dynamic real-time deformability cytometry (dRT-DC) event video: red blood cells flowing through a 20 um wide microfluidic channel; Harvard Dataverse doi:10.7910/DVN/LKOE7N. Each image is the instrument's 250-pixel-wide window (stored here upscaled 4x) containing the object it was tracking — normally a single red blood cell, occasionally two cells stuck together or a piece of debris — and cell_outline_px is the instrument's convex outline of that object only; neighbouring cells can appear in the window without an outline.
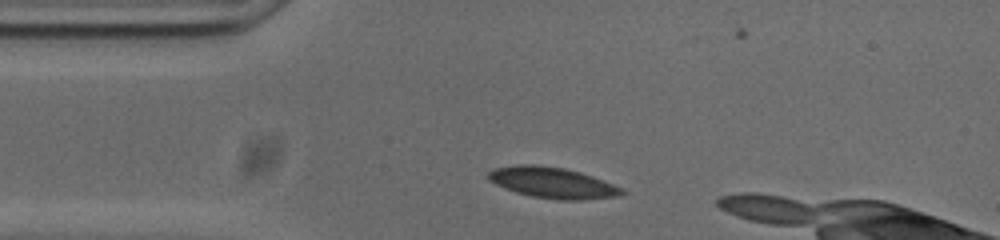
{"species": "common noctule bat (a hibernating species)", "species_latin": "Nyctalus noctula", "temperature_condition": "cold", "stored_images_in_passage": 33, "camera_frame_rate_fps": 3000, "um_per_image_px": 0.085, "animal": {"sex": "male", "body_mass_g": 20.0, "forearm_length_mm": 53.3}, "frame": {"image": 1, "passage_image": 2, "time_ms": 0.333, "image_size_px": [1000, 240], "cell_outline_px": [[628, 192], [616, 196], [584, 200], [556, 200], [532, 196], [516, 192], [504, 188], [488, 180], [488, 172], [492, 168], [516, 164], [532, 164], [564, 168], [580, 172], [592, 176], [624, 188]], "centroid_in_image_um": [46.96, 15.53], "position_along_channel_um": 38.0, "area_um2": 24.22}}
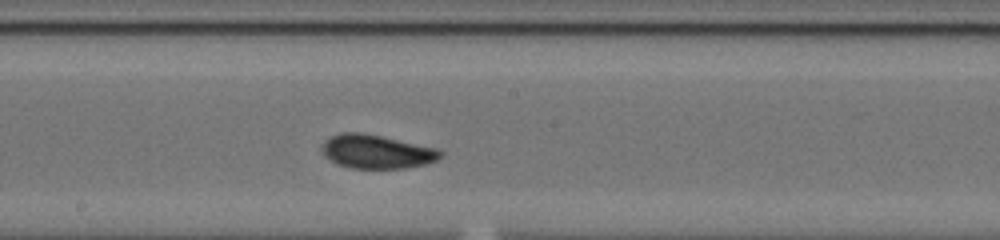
{"frame": {"image": 2, "passage_image": 18, "time_ms": 5.667, "image_size_px": [1000, 240], "cell_outline_px": [[444, 156], [436, 160], [424, 164], [404, 168], [352, 168], [340, 164], [324, 156], [320, 148], [324, 140], [340, 132], [360, 132], [440, 148], [444, 152]], "centroid_in_image_um": [32.04, 12.87], "position_along_channel_um": 216.2, "area_um2": 23.35}}
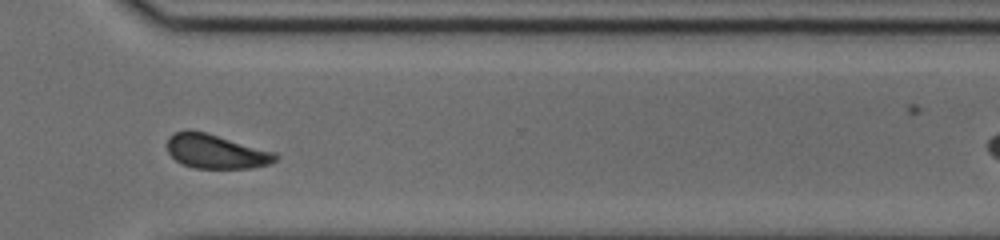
{"frame": {"image": 3, "passage_image": 29, "time_ms": 9.333, "image_size_px": [1000, 240], "cell_outline_px": [[280, 156], [272, 164], [252, 168], [196, 168], [184, 164], [176, 160], [168, 152], [168, 136], [172, 132], [184, 128], [192, 128], [208, 132], [276, 152]], "centroid_in_image_um": [18.37, 12.83], "position_along_channel_um": 352.2, "area_um2": 22.2}}